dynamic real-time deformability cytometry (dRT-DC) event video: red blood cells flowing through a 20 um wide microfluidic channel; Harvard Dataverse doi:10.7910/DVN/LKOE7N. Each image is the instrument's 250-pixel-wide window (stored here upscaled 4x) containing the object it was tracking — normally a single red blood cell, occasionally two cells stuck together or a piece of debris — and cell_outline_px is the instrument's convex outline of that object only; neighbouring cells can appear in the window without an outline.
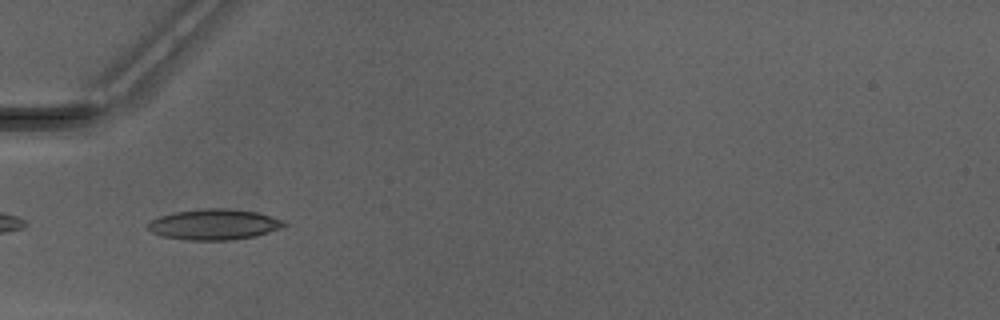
{"species": "Egyptian fruit bat (a non-hibernating species)", "species_latin": "Rousettus aegyptiacus", "temperature_condition": "warm", "stored_images_in_passage": 7, "camera_frame_rate_fps": 3000, "um_per_image_px": 0.085, "animal": {"sex": "male"}, "frame": {"image": 1, "passage_image": 2, "time_ms": 0.333, "image_size_px": [1000, 320], "cell_outline_px": [[288, 224], [280, 228], [256, 236], [232, 240], [184, 240], [164, 236], [152, 232], [148, 228], [148, 224], [152, 220], [160, 216], [176, 212], [200, 208], [224, 208], [256, 212], [284, 220]], "centroid_in_image_um": [18.22, 19.08], "position_along_channel_um": 66.8, "area_um2": 24.22}}
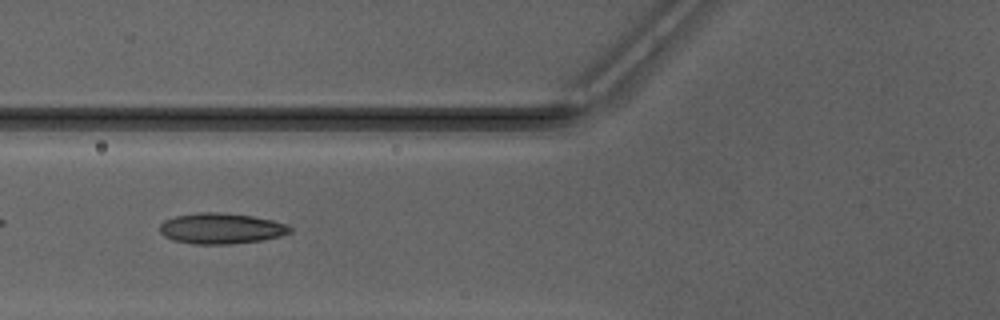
{"frame": {"image": 2, "passage_image": 5, "time_ms": 1.333, "image_size_px": [1000, 320], "cell_outline_px": [[292, 232], [280, 236], [260, 240], [228, 244], [196, 244], [172, 240], [164, 236], [160, 232], [160, 224], [164, 220], [176, 216], [196, 212], [216, 212], [252, 216], [272, 220], [284, 224], [292, 228]], "centroid_in_image_um": [18.76, 19.41], "position_along_channel_um": 107.0, "area_um2": 23.18}}